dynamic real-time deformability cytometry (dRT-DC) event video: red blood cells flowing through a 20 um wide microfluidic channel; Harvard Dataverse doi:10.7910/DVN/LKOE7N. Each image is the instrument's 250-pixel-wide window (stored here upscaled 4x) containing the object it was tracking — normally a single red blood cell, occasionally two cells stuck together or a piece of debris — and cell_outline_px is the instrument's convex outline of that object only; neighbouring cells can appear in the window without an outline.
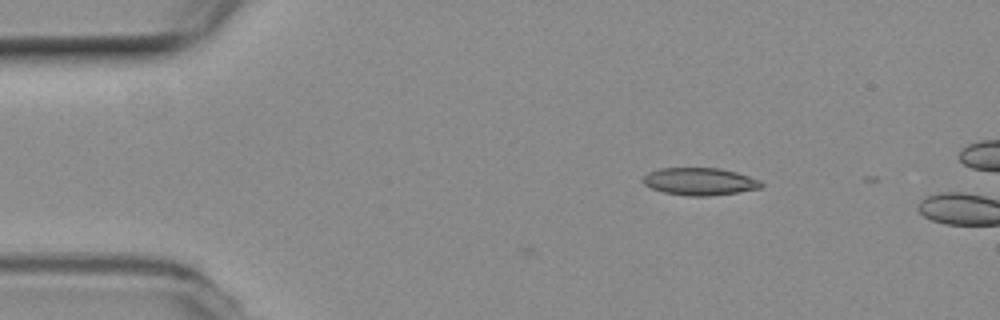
{"species": "common noctule bat (a hibernating species)", "species_latin": "Nyctalus noctula", "temperature_condition": "room temperature", "stored_images_in_passage": 3, "camera_frame_rate_fps": 3000, "um_per_image_px": 0.085, "animal": {"sex": "female", "body_mass_g": 19.3, "forearm_length_mm": 54.1}, "frame": {"image": 1, "passage_image": 1, "time_ms": 0.0, "image_size_px": [1000, 320], "cell_outline_px": [[764, 184], [760, 188], [736, 192], [708, 196], [688, 196], [664, 192], [652, 188], [644, 184], [640, 180], [648, 172], [660, 168], [720, 168], [736, 172], [760, 180]], "centroid_in_image_um": [59.45, 15.42], "position_along_channel_um": 25.6, "area_um2": 18.84}}